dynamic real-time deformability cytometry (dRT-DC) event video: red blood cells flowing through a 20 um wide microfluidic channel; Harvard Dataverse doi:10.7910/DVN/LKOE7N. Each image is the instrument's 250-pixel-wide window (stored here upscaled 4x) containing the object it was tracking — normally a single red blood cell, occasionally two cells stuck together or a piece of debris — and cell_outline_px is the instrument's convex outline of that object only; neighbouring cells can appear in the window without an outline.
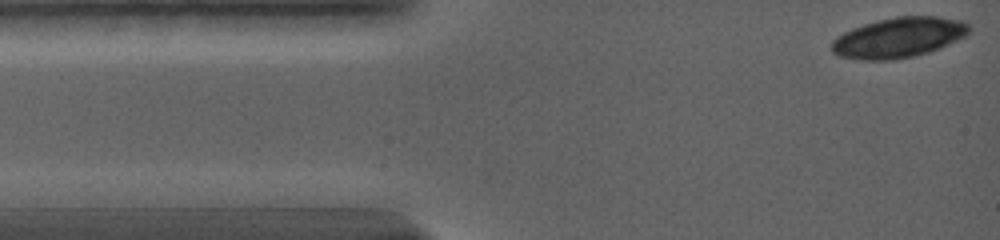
{"species": "common noctule bat (a hibernating species)", "species_latin": "Nyctalus noctula", "temperature_condition": "warm", "stored_images_in_passage": 2, "camera_frame_rate_fps": 5000, "um_per_image_px": 0.085, "animal": {"sex": "female", "body_mass_g": 19.0, "forearm_length_mm": 56.7}, "frame": {"image": 1, "passage_image": 1, "time_ms": 0.0, "image_size_px": [1000, 240], "cell_outline_px": [[968, 32], [964, 36], [940, 48], [916, 56], [896, 60], [860, 60], [836, 56], [832, 52], [832, 40], [844, 32], [864, 24], [896, 16], [936, 16], [956, 20], [968, 24]], "centroid_in_image_um": [76.33, 3.22], "position_along_channel_um": 8.7, "area_um2": 31.96}}